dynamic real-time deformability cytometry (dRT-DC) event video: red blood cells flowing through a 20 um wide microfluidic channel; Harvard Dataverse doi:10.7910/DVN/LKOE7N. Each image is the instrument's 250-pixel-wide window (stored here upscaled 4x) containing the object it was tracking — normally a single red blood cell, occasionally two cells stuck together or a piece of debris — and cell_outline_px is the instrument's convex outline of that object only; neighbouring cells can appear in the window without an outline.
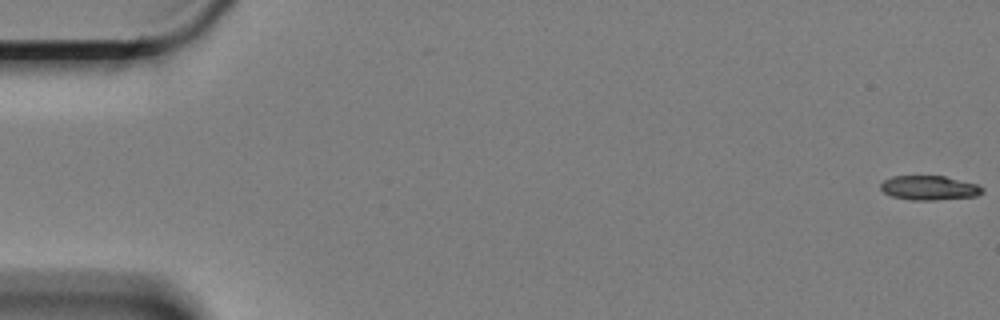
{"species": "Egyptian fruit bat (a non-hibernating species)", "species_latin": "Rousettus aegyptiacus", "temperature_condition": "cold", "stored_images_in_passage": 18, "camera_frame_rate_fps": 3000, "um_per_image_px": 0.085, "animal": {"sex": "female"}, "frame": {"image": 1, "passage_image": 1, "time_ms": 0.0, "image_size_px": [1000, 320], "cell_outline_px": [[984, 192], [976, 196], [932, 200], [912, 200], [892, 196], [884, 192], [880, 188], [880, 184], [884, 180], [892, 176], [944, 176], [976, 184], [984, 188]], "centroid_in_image_um": [78.98, 15.96], "position_along_channel_um": 6.0, "area_um2": 14.33}}